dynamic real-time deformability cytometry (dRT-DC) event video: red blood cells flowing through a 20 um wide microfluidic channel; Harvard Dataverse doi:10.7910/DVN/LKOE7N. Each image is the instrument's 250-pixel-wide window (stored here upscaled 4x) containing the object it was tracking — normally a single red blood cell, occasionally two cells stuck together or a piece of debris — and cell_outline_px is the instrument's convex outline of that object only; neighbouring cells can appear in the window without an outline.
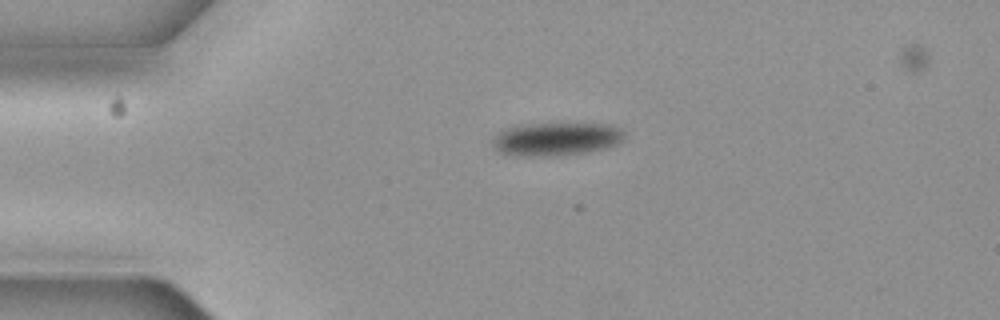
{"species": "common noctule bat (a hibernating species)", "species_latin": "Nyctalus noctula", "temperature_condition": "cold", "stored_images_in_passage": 4, "camera_frame_rate_fps": 3000, "um_per_image_px": 0.085, "animal": {"sex": "female", "body_mass_g": 19.3, "forearm_length_mm": 54.1}, "frame": {"image": 1, "passage_image": 1, "time_ms": 0.0, "image_size_px": [1000, 320], "cell_outline_px": [[624, 140], [608, 148], [588, 152], [560, 156], [504, 156], [492, 148], [492, 140], [496, 132], [508, 128], [524, 124], [608, 124], [620, 128], [624, 132]], "centroid_in_image_um": [47.22, 11.84], "position_along_channel_um": 37.8, "area_um2": 26.07}}